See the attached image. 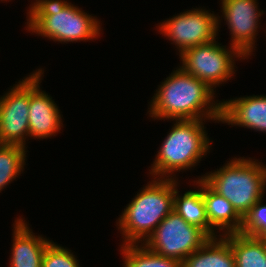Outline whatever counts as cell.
Masks as SVG:
<instances>
[{
    "instance_id": "cell-1",
    "label": "cell",
    "mask_w": 266,
    "mask_h": 267,
    "mask_svg": "<svg viewBox=\"0 0 266 267\" xmlns=\"http://www.w3.org/2000/svg\"><path fill=\"white\" fill-rule=\"evenodd\" d=\"M216 90L184 71L180 66L160 84L148 113L158 120H221V102Z\"/></svg>"
},
{
    "instance_id": "cell-2",
    "label": "cell",
    "mask_w": 266,
    "mask_h": 267,
    "mask_svg": "<svg viewBox=\"0 0 266 267\" xmlns=\"http://www.w3.org/2000/svg\"><path fill=\"white\" fill-rule=\"evenodd\" d=\"M28 32L60 43L89 41L100 36V20L67 0H35L27 12Z\"/></svg>"
},
{
    "instance_id": "cell-3",
    "label": "cell",
    "mask_w": 266,
    "mask_h": 267,
    "mask_svg": "<svg viewBox=\"0 0 266 267\" xmlns=\"http://www.w3.org/2000/svg\"><path fill=\"white\" fill-rule=\"evenodd\" d=\"M174 194V178L153 177L152 181L143 186L117 220L123 245L144 243L173 211Z\"/></svg>"
},
{
    "instance_id": "cell-4",
    "label": "cell",
    "mask_w": 266,
    "mask_h": 267,
    "mask_svg": "<svg viewBox=\"0 0 266 267\" xmlns=\"http://www.w3.org/2000/svg\"><path fill=\"white\" fill-rule=\"evenodd\" d=\"M203 121L205 122L175 120L155 155L156 158L149 170L152 177L176 179L174 172L190 170L200 163L203 156L209 153L212 143L204 130L206 127Z\"/></svg>"
},
{
    "instance_id": "cell-5",
    "label": "cell",
    "mask_w": 266,
    "mask_h": 267,
    "mask_svg": "<svg viewBox=\"0 0 266 267\" xmlns=\"http://www.w3.org/2000/svg\"><path fill=\"white\" fill-rule=\"evenodd\" d=\"M201 179L216 193L232 203L244 218L250 209L264 197L266 190V165L257 159L233 158Z\"/></svg>"
},
{
    "instance_id": "cell-6",
    "label": "cell",
    "mask_w": 266,
    "mask_h": 267,
    "mask_svg": "<svg viewBox=\"0 0 266 267\" xmlns=\"http://www.w3.org/2000/svg\"><path fill=\"white\" fill-rule=\"evenodd\" d=\"M179 56L180 67L213 90L234 76L237 58H246L236 47L226 48L216 40L187 49Z\"/></svg>"
},
{
    "instance_id": "cell-7",
    "label": "cell",
    "mask_w": 266,
    "mask_h": 267,
    "mask_svg": "<svg viewBox=\"0 0 266 267\" xmlns=\"http://www.w3.org/2000/svg\"><path fill=\"white\" fill-rule=\"evenodd\" d=\"M209 239L202 229L188 224L173 210L143 244L156 254L183 262Z\"/></svg>"
},
{
    "instance_id": "cell-8",
    "label": "cell",
    "mask_w": 266,
    "mask_h": 267,
    "mask_svg": "<svg viewBox=\"0 0 266 267\" xmlns=\"http://www.w3.org/2000/svg\"><path fill=\"white\" fill-rule=\"evenodd\" d=\"M202 8L174 15L158 26L159 32L176 45L179 55L185 50L216 40L220 16Z\"/></svg>"
},
{
    "instance_id": "cell-9",
    "label": "cell",
    "mask_w": 266,
    "mask_h": 267,
    "mask_svg": "<svg viewBox=\"0 0 266 267\" xmlns=\"http://www.w3.org/2000/svg\"><path fill=\"white\" fill-rule=\"evenodd\" d=\"M29 75L0 97V144L26 147L29 137Z\"/></svg>"
},
{
    "instance_id": "cell-10",
    "label": "cell",
    "mask_w": 266,
    "mask_h": 267,
    "mask_svg": "<svg viewBox=\"0 0 266 267\" xmlns=\"http://www.w3.org/2000/svg\"><path fill=\"white\" fill-rule=\"evenodd\" d=\"M222 17L230 29L231 43L248 59L255 50V39L264 11L258 9L257 0H221Z\"/></svg>"
},
{
    "instance_id": "cell-11",
    "label": "cell",
    "mask_w": 266,
    "mask_h": 267,
    "mask_svg": "<svg viewBox=\"0 0 266 267\" xmlns=\"http://www.w3.org/2000/svg\"><path fill=\"white\" fill-rule=\"evenodd\" d=\"M44 69L29 74V137L47 139L60 132L62 115L52 97L40 89Z\"/></svg>"
},
{
    "instance_id": "cell-12",
    "label": "cell",
    "mask_w": 266,
    "mask_h": 267,
    "mask_svg": "<svg viewBox=\"0 0 266 267\" xmlns=\"http://www.w3.org/2000/svg\"><path fill=\"white\" fill-rule=\"evenodd\" d=\"M266 132V95H250L221 102L220 123Z\"/></svg>"
},
{
    "instance_id": "cell-13",
    "label": "cell",
    "mask_w": 266,
    "mask_h": 267,
    "mask_svg": "<svg viewBox=\"0 0 266 267\" xmlns=\"http://www.w3.org/2000/svg\"><path fill=\"white\" fill-rule=\"evenodd\" d=\"M24 218H16L13 223V243L10 267H42L44 251L51 242L46 237L34 235Z\"/></svg>"
},
{
    "instance_id": "cell-14",
    "label": "cell",
    "mask_w": 266,
    "mask_h": 267,
    "mask_svg": "<svg viewBox=\"0 0 266 267\" xmlns=\"http://www.w3.org/2000/svg\"><path fill=\"white\" fill-rule=\"evenodd\" d=\"M202 196L205 202L209 225L222 231L220 235L240 232L243 217L236 211L231 202L212 190L202 180Z\"/></svg>"
},
{
    "instance_id": "cell-15",
    "label": "cell",
    "mask_w": 266,
    "mask_h": 267,
    "mask_svg": "<svg viewBox=\"0 0 266 267\" xmlns=\"http://www.w3.org/2000/svg\"><path fill=\"white\" fill-rule=\"evenodd\" d=\"M196 182L198 190H188L183 195H179L177 187L178 179H175V194L173 199V210L179 214L188 224L202 229L210 238L216 235V230L209 225L205 202L202 196V179L198 177Z\"/></svg>"
},
{
    "instance_id": "cell-16",
    "label": "cell",
    "mask_w": 266,
    "mask_h": 267,
    "mask_svg": "<svg viewBox=\"0 0 266 267\" xmlns=\"http://www.w3.org/2000/svg\"><path fill=\"white\" fill-rule=\"evenodd\" d=\"M183 267H236L229 234L210 238L183 261Z\"/></svg>"
},
{
    "instance_id": "cell-17",
    "label": "cell",
    "mask_w": 266,
    "mask_h": 267,
    "mask_svg": "<svg viewBox=\"0 0 266 267\" xmlns=\"http://www.w3.org/2000/svg\"><path fill=\"white\" fill-rule=\"evenodd\" d=\"M229 244L236 267H266V249L260 239L240 232L229 233Z\"/></svg>"
},
{
    "instance_id": "cell-18",
    "label": "cell",
    "mask_w": 266,
    "mask_h": 267,
    "mask_svg": "<svg viewBox=\"0 0 266 267\" xmlns=\"http://www.w3.org/2000/svg\"><path fill=\"white\" fill-rule=\"evenodd\" d=\"M121 252L124 267H183V262L156 254L143 243L122 244Z\"/></svg>"
},
{
    "instance_id": "cell-19",
    "label": "cell",
    "mask_w": 266,
    "mask_h": 267,
    "mask_svg": "<svg viewBox=\"0 0 266 267\" xmlns=\"http://www.w3.org/2000/svg\"><path fill=\"white\" fill-rule=\"evenodd\" d=\"M27 148L0 144V192L23 173Z\"/></svg>"
},
{
    "instance_id": "cell-20",
    "label": "cell",
    "mask_w": 266,
    "mask_h": 267,
    "mask_svg": "<svg viewBox=\"0 0 266 267\" xmlns=\"http://www.w3.org/2000/svg\"><path fill=\"white\" fill-rule=\"evenodd\" d=\"M263 198L250 209L243 218L240 233L262 239L266 237V204L262 205Z\"/></svg>"
},
{
    "instance_id": "cell-21",
    "label": "cell",
    "mask_w": 266,
    "mask_h": 267,
    "mask_svg": "<svg viewBox=\"0 0 266 267\" xmlns=\"http://www.w3.org/2000/svg\"><path fill=\"white\" fill-rule=\"evenodd\" d=\"M77 261L70 249L51 240L44 251L42 267H80L79 261Z\"/></svg>"
},
{
    "instance_id": "cell-22",
    "label": "cell",
    "mask_w": 266,
    "mask_h": 267,
    "mask_svg": "<svg viewBox=\"0 0 266 267\" xmlns=\"http://www.w3.org/2000/svg\"><path fill=\"white\" fill-rule=\"evenodd\" d=\"M261 241L263 242L265 249H266V237L262 238Z\"/></svg>"
}]
</instances>
